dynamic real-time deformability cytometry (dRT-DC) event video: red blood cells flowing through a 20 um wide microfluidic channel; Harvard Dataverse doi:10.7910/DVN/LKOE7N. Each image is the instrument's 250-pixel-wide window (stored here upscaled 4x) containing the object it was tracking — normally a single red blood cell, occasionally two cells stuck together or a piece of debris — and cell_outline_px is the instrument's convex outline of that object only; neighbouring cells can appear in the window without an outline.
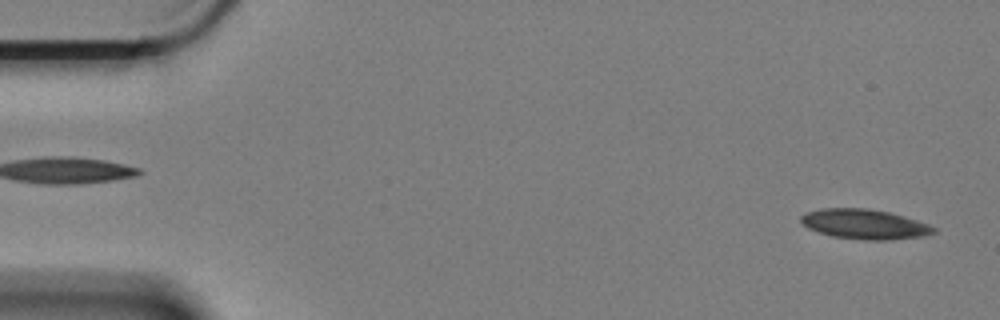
{"species": "Egyptian fruit bat (a non-hibernating species)", "species_latin": "Rousettus aegyptiacus", "temperature_condition": "cold", "stored_images_in_passage": 58, "camera_frame_rate_fps": 3000, "um_per_image_px": 0.085, "animal": {"sex": "female"}, "frame": {"image": 1, "passage_image": 2, "time_ms": 0.333, "image_size_px": [1000, 320], "cell_outline_px": [[936, 232], [924, 236], [888, 240], [864, 240], [832, 236], [808, 228], [800, 220], [800, 216], [808, 212], [820, 208], [868, 208], [888, 212], [916, 220], [928, 224], [936, 228]], "centroid_in_image_um": [73.49, 19.05], "position_along_channel_um": 11.5, "area_um2": 22.95}}
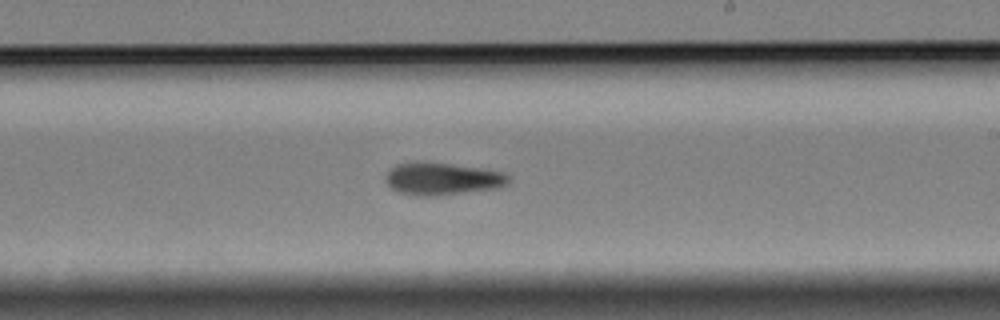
{"frame": {"image": 2, "passage_image": 34, "time_ms": 11.0, "image_size_px": [1000, 320], "cell_outline_px": [[512, 180], [508, 184], [500, 188], [468, 192], [432, 196], [416, 196], [396, 192], [384, 180], [384, 176], [388, 168], [396, 164], [412, 160], [416, 160], [452, 164], [500, 172], [508, 176]], "centroid_in_image_um": [37.51, 15.19], "position_along_channel_um": 251.5, "area_um2": 23.7}}
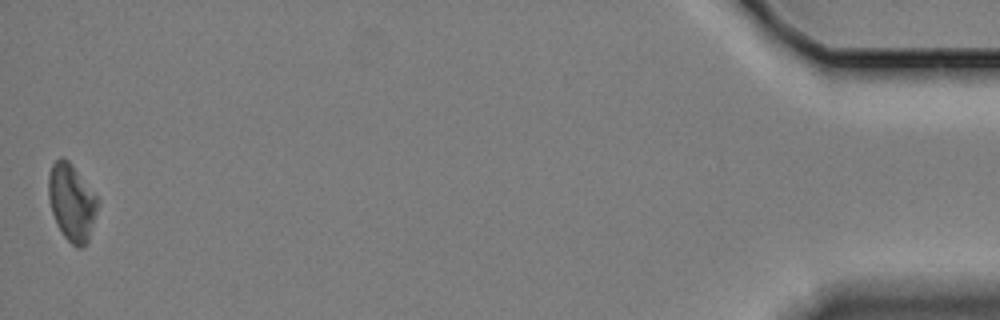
{"frame": {"image": 3, "passage_image": 58, "time_ms": 19.0, "image_size_px": [1000, 320], "cell_outline_px": [[100, 200], [88, 240], [84, 248], [76, 248], [64, 236], [56, 224], [48, 200], [48, 176], [52, 164], [60, 156], [64, 156], [72, 164]], "centroid_in_image_um": [6.09, 17.19], "position_along_channel_um": 429.1, "area_um2": 22.25}, "authors_computed_cell_mechanics": {"area_um2": 22.9755, "velocity_mm_per_s": 3.3563, "shape_relaxation_time_tau1_ms": 4.419, "shape_relaxation_time_tau2_ms": null, "deformation_change_tau1": 0.1137, "deformation_change_tau2": null}}